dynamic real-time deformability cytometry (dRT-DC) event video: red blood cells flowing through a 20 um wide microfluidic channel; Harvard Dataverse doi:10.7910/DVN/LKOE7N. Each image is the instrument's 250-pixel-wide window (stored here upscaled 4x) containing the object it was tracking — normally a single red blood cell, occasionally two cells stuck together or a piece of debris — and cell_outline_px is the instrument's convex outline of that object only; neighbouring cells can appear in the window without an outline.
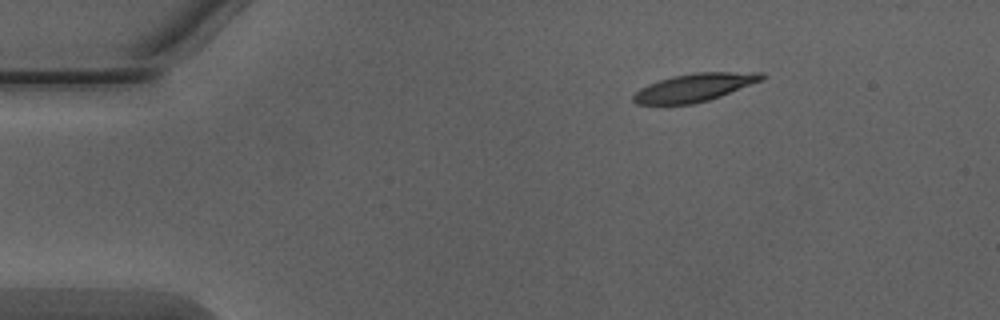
{"species": "Egyptian fruit bat (a non-hibernating species)", "species_latin": "Rousettus aegyptiacus", "temperature_condition": "warm", "stored_images_in_passage": 40, "camera_frame_rate_fps": 3000, "um_per_image_px": 0.085, "animal": {"sex": "male"}, "frame": {"image": 1, "passage_image": 1, "time_ms": 0.0, "image_size_px": [1000, 320], "cell_outline_px": [[764, 80], [720, 96], [708, 100], [692, 104], [664, 108], [636, 104], [632, 100], [632, 96], [640, 88], [648, 84], [672, 76], [692, 72], [764, 72]], "centroid_in_image_um": [58.94, 7.48], "position_along_channel_um": 26.1, "area_um2": 21.79}}
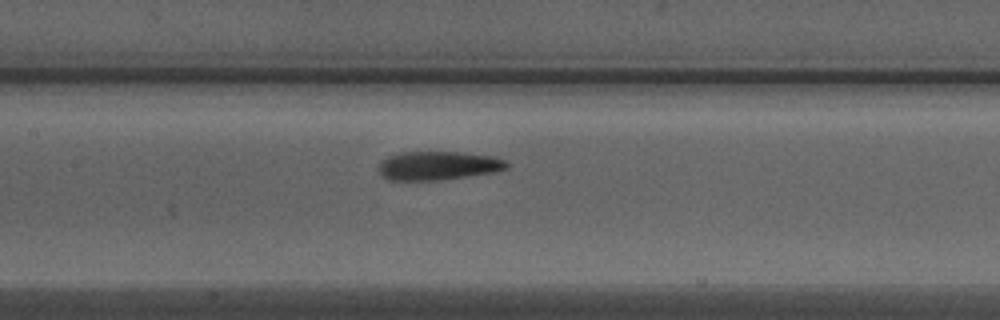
{"frame": {"image": 2, "passage_image": 17, "time_ms": 5.333, "image_size_px": [1000, 320], "cell_outline_px": [[508, 168], [492, 172], [440, 180], [388, 180], [380, 176], [380, 160], [388, 156], [400, 152], [456, 152], [496, 156], [504, 160], [508, 164]], "centroid_in_image_um": [37.21, 14.07], "position_along_channel_um": 170.2, "area_um2": 21.39}}
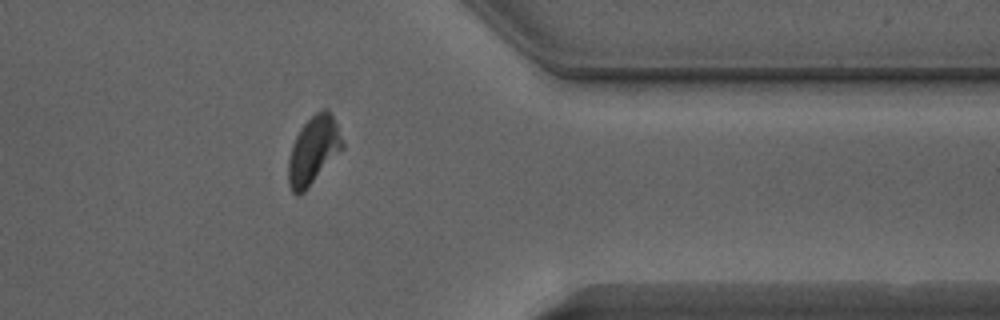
{"frame": {"image": 3, "passage_image": 34, "time_ms": 11.0, "image_size_px": [1000, 320], "cell_outline_px": [[344, 148], [308, 188], [304, 192], [296, 196], [292, 192], [288, 180], [288, 160], [292, 144], [300, 128], [316, 112], [324, 108], [328, 108], [336, 124], [344, 144]], "centroid_in_image_um": [26.63, 12.8], "position_along_channel_um": 384.8, "area_um2": 21.33}, "authors_computed_cell_mechanics": {"area_um2": 21.5305, "velocity_mm_per_s": 4.0417, "shape_relaxation_time_tau1_ms": 3.7292, "shape_relaxation_time_tau2_ms": 2.3875, "deformation_change_tau1": 0.1938, "deformation_change_tau2": 0.0646}}